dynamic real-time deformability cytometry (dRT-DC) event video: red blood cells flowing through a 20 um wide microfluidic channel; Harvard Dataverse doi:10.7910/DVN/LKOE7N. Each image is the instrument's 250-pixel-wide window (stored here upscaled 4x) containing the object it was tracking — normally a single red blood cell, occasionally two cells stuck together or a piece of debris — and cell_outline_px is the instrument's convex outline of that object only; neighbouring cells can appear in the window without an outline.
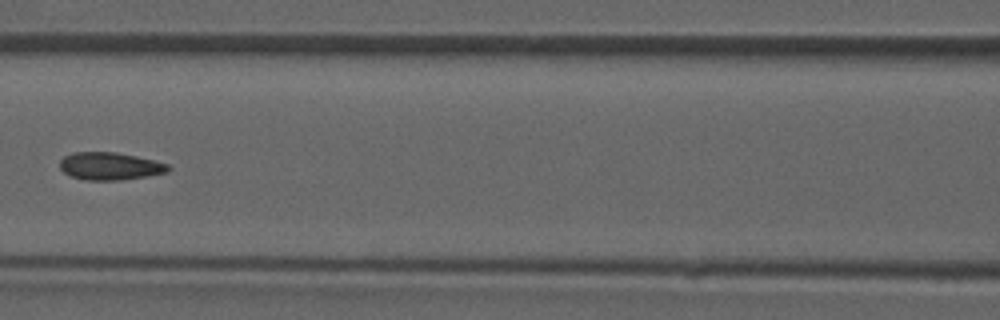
{"species": "common noctule bat (a hibernating species)", "species_latin": "Nyctalus noctula", "temperature_condition": "room temperature", "stored_images_in_passage": 7, "camera_frame_rate_fps": 3000, "um_per_image_px": 0.085, "animal": {"sex": "male", "forearm_length_mm": 52.5}, "frame": {"image": 1, "passage_image": 7, "time_ms": 7.0, "image_size_px": [1000, 320], "cell_outline_px": [[172, 168], [168, 172], [120, 180], [84, 180], [72, 176], [64, 172], [60, 168], [60, 160], [64, 156], [72, 152], [116, 152], [136, 156], [168, 164]], "centroid_in_image_um": [9.33, 14.11], "position_along_channel_um": 157.3, "area_um2": 17.34}}